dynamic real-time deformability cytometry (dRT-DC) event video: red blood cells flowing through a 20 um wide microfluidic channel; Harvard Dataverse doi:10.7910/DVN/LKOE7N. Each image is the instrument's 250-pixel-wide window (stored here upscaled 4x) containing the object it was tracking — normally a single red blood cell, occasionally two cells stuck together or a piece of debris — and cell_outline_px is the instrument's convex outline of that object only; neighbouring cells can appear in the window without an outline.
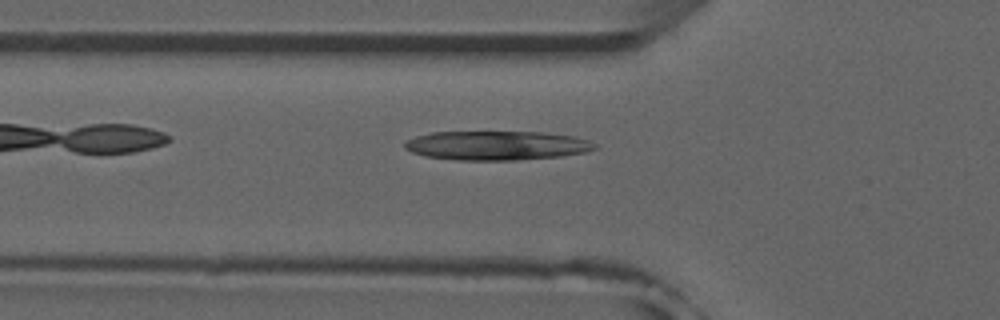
{"species": "common noctule bat (a hibernating species)", "species_latin": "Nyctalus noctula", "temperature_condition": "room temperature", "stored_images_in_passage": 10, "camera_frame_rate_fps": 3000, "um_per_image_px": 0.085, "animal": {"sex": "male", "forearm_length_mm": 52.5}, "frame": {"image": 1, "passage_image": 2, "time_ms": 0.333, "image_size_px": [1000, 320], "cell_outline_px": [[596, 148], [588, 152], [560, 156], [516, 160], [460, 160], [424, 156], [412, 152], [404, 148], [404, 144], [408, 140], [416, 136], [432, 132], [544, 132], [576, 136], [588, 140], [596, 144]], "centroid_in_image_um": [42.25, 12.36], "position_along_channel_um": 83.5, "area_um2": 32.37}}
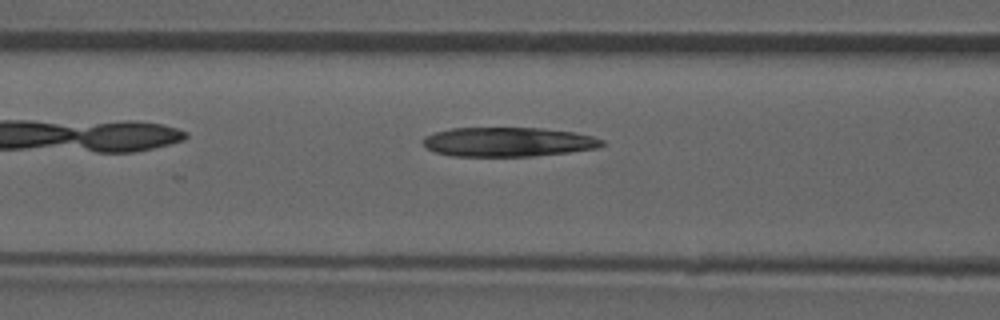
{"frame": {"image": 2, "passage_image": 5, "time_ms": 1.333, "image_size_px": [1000, 320], "cell_outline_px": [[604, 144], [596, 148], [568, 152], [532, 156], [452, 156], [436, 152], [428, 148], [420, 140], [424, 136], [436, 132], [452, 128], [544, 128], [572, 132], [592, 136], [604, 140]], "centroid_in_image_um": [43.17, 12.06], "position_along_channel_um": 123.4, "area_um2": 30.46}}